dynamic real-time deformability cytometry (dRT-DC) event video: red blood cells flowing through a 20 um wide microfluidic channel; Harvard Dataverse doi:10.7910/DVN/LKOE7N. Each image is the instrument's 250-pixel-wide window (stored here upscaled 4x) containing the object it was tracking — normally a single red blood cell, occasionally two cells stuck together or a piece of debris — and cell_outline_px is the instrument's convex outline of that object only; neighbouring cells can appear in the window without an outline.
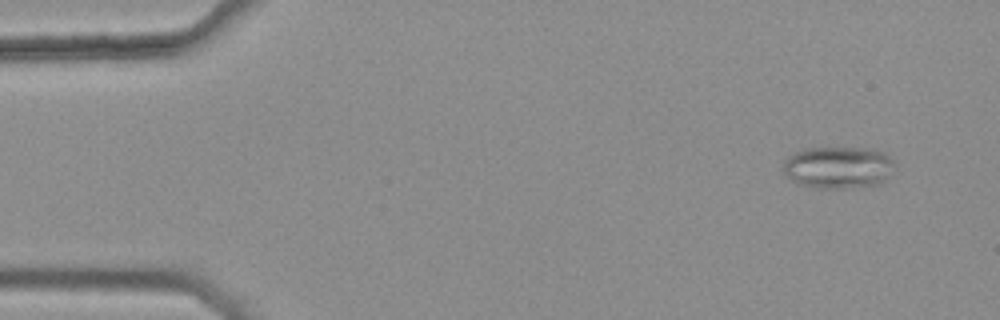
{"species": "common noctule bat (a hibernating species)", "species_latin": "Nyctalus noctula", "temperature_condition": "warm", "stored_images_in_passage": 37, "camera_frame_rate_fps": 3000, "um_per_image_px": 0.085, "animal": {"sex": "female", "body_mass_g": 25.1}, "frame": {"image": 1, "passage_image": 3, "time_ms": 0.667, "image_size_px": [1000, 320], "cell_outline_px": [[896, 164], [888, 176], [880, 184], [848, 188], [820, 188], [800, 184], [792, 180], [784, 172], [784, 160], [788, 156], [804, 148], [872, 148], [884, 152]], "centroid_in_image_um": [71.27, 14.22], "position_along_channel_um": 13.7, "area_um2": 27.28}}